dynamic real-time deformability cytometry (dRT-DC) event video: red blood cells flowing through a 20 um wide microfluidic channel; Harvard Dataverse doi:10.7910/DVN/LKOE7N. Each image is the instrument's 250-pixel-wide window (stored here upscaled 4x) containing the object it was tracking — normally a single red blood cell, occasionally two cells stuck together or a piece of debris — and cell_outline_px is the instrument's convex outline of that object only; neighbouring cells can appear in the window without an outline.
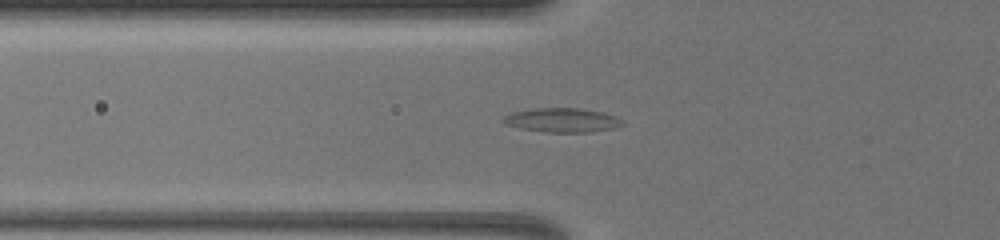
{"species": "common noctule bat (a hibernating species)", "species_latin": "Nyctalus noctula", "temperature_condition": "warm", "stored_images_in_passage": 18, "camera_frame_rate_fps": 3000, "um_per_image_px": 0.085, "animal": {"sex": "female", "body_mass_g": 19.5, "forearm_length_mm": 54.1}, "frame": {"image": 1, "passage_image": 4, "time_ms": 0.667, "image_size_px": [1000, 240], "cell_outline_px": [[628, 124], [616, 128], [592, 132], [544, 132], [520, 128], [504, 124], [500, 120], [504, 116], [512, 112], [536, 108], [580, 108], [604, 112], [616, 116]], "centroid_in_image_um": [47.83, 10.21], "position_along_channel_um": 78.0, "area_um2": 17.11}}
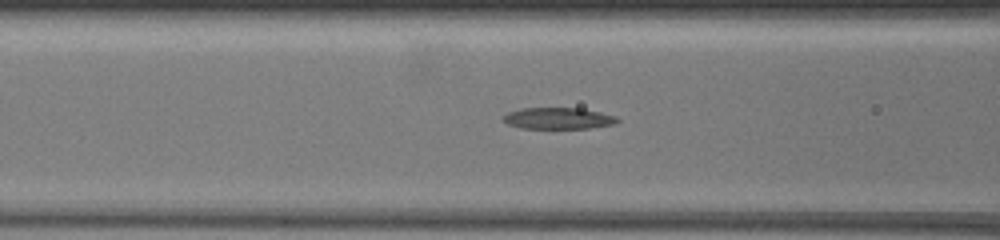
{"frame": {"image": 2, "passage_image": 9, "time_ms": 1.667, "image_size_px": [1000, 240], "cell_outline_px": [[620, 120], [616, 124], [588, 128], [520, 128], [508, 124], [504, 120], [504, 116], [508, 112], [520, 108], [580, 108], [600, 112], [616, 116]], "centroid_in_image_um": [47.48, 10.05], "position_along_channel_um": 119.1, "area_um2": 14.22}}
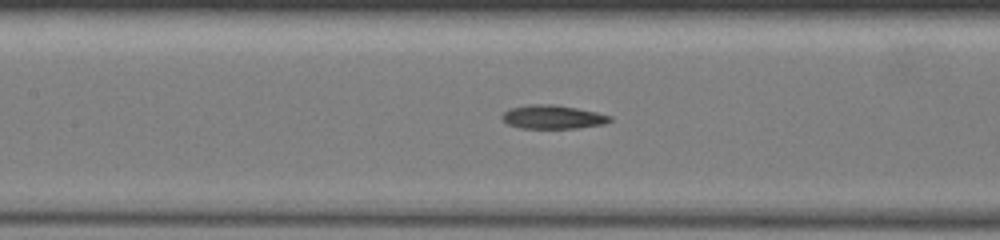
{"frame": {"image": 3, "passage_image": 14, "time_ms": 2.667, "image_size_px": [1000, 240], "cell_outline_px": [[612, 120], [604, 124], [580, 128], [520, 128], [508, 124], [500, 116], [504, 112], [512, 108], [528, 104], [552, 104], [576, 108], [596, 112], [612, 116]], "centroid_in_image_um": [47.0, 9.94], "position_along_channel_um": 160.4, "area_um2": 14.85}}